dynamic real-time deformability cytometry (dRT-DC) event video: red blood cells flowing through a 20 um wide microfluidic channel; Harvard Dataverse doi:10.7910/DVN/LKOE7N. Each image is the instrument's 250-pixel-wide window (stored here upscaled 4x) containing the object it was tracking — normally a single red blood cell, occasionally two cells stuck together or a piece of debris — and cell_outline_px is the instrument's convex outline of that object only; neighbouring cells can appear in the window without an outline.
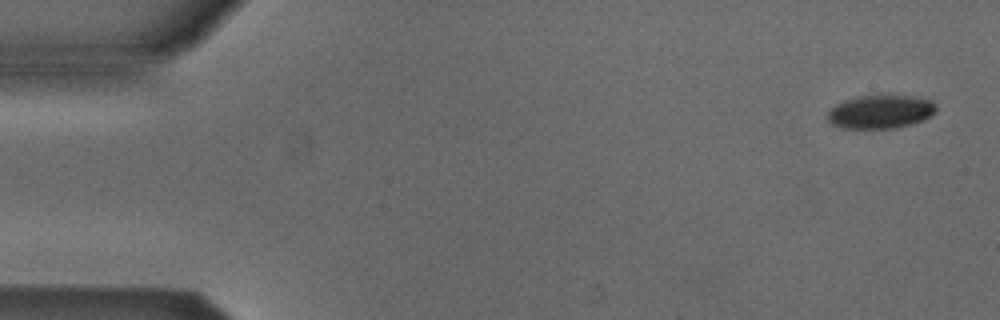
{"species": "Egyptian fruit bat (a non-hibernating species)", "species_latin": "Rousettus aegyptiacus", "temperature_condition": "cold", "stored_images_in_passage": 14, "camera_frame_rate_fps": 3000, "um_per_image_px": 0.085, "animal": {"sex": "male"}, "frame": {"image": 1, "passage_image": 2, "time_ms": 0.333, "image_size_px": [1000, 320], "cell_outline_px": [[936, 112], [924, 120], [912, 124], [896, 128], [840, 128], [832, 124], [828, 120], [828, 112], [836, 104], [844, 100], [860, 96], [912, 96], [932, 100], [936, 104]], "centroid_in_image_um": [74.87, 9.51], "position_along_channel_um": 10.1, "area_um2": 21.15}}
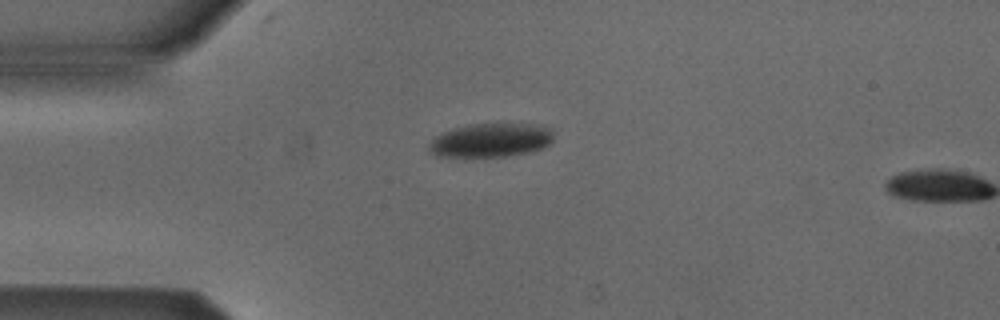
{"frame": {"image": 2, "passage_image": 13, "time_ms": 4.0, "image_size_px": [1000, 320], "cell_outline_px": [[552, 140], [544, 148], [528, 152], [504, 156], [436, 156], [428, 148], [432, 140], [436, 136], [444, 132], [456, 128], [472, 124], [532, 124], [552, 128]], "centroid_in_image_um": [41.75, 11.91], "position_along_channel_um": 43.2, "area_um2": 24.1}}